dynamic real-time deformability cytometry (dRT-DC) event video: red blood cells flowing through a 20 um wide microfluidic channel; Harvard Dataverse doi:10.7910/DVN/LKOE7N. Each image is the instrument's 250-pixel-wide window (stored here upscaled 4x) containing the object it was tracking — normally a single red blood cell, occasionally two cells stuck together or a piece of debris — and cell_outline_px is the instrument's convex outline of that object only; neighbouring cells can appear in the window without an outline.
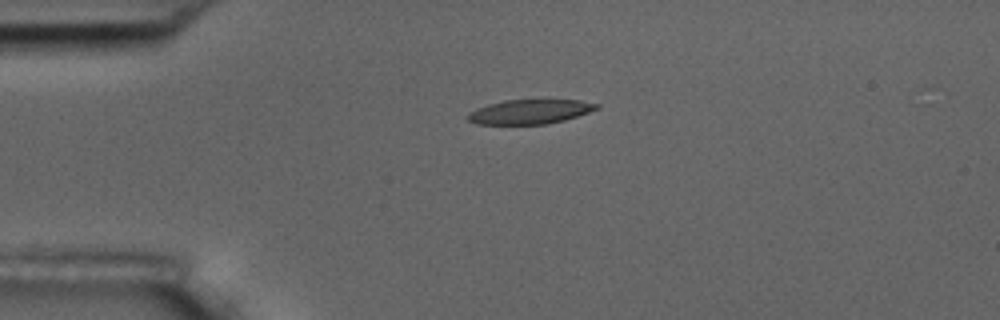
{"species": "common noctule bat (a hibernating species)", "species_latin": "Nyctalus noctula", "temperature_condition": "room temperature", "stored_images_in_passage": 6, "camera_frame_rate_fps": 3000, "um_per_image_px": 0.085, "animal": {"sex": "male", "body_mass_g": 17.5, "forearm_length_mm": 52.3}, "frame": {"image": 1, "passage_image": 4, "time_ms": 3.333, "image_size_px": [1000, 320], "cell_outline_px": [[600, 108], [564, 120], [544, 124], [476, 124], [468, 120], [468, 112], [476, 108], [488, 104], [504, 100], [580, 100], [600, 104]], "centroid_in_image_um": [45.03, 9.49], "position_along_channel_um": 40.0, "area_um2": 18.26}}